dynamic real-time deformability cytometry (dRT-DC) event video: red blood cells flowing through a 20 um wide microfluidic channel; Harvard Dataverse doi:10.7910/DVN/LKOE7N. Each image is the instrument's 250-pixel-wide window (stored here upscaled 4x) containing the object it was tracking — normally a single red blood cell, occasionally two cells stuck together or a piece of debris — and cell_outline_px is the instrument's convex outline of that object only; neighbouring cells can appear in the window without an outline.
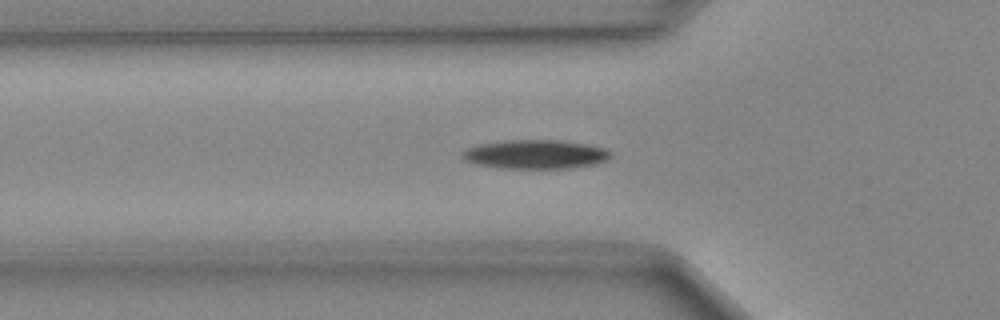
{"species": "Egyptian fruit bat (a non-hibernating species)", "species_latin": "Rousettus aegyptiacus", "temperature_condition": "cold", "stored_images_in_passage": 49, "camera_frame_rate_fps": 3000, "um_per_image_px": 0.085, "animal": {"sex": "female"}, "frame": {"image": 1, "passage_image": 15, "time_ms": 4.667, "image_size_px": [1000, 320], "cell_outline_px": [[612, 156], [608, 160], [596, 164], [572, 168], [500, 168], [476, 164], [464, 160], [460, 156], [460, 152], [476, 144], [512, 140], [556, 140], [584, 144], [604, 148]], "centroid_in_image_um": [45.46, 13.12], "position_along_channel_um": 80.3, "area_um2": 25.03}}
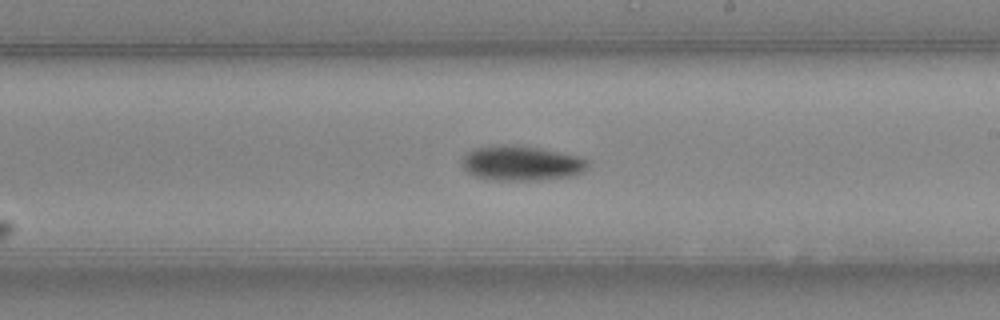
{"frame": {"image": 2, "passage_image": 27, "time_ms": 8.667, "image_size_px": [1000, 320], "cell_outline_px": [[588, 164], [584, 172], [572, 176], [540, 180], [496, 180], [476, 176], [468, 172], [460, 164], [464, 156], [468, 152], [476, 148], [540, 148], [580, 156], [588, 160]], "centroid_in_image_um": [44.4, 13.93], "position_along_channel_um": 244.6, "area_um2": 24.57}}
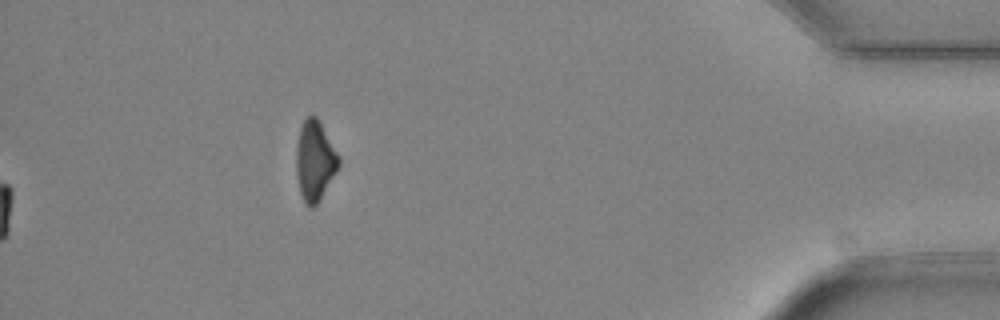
{"frame": {"image": 3, "passage_image": 49, "time_ms": 16.0, "image_size_px": [1000, 320], "cell_outline_px": [[340, 164], [336, 172], [320, 200], [312, 208], [308, 208], [304, 204], [300, 192], [296, 176], [296, 148], [300, 128], [304, 120], [312, 112], [316, 116], [340, 156]], "centroid_in_image_um": [26.75, 13.68], "position_along_channel_um": 408.4, "area_um2": 20.0}}